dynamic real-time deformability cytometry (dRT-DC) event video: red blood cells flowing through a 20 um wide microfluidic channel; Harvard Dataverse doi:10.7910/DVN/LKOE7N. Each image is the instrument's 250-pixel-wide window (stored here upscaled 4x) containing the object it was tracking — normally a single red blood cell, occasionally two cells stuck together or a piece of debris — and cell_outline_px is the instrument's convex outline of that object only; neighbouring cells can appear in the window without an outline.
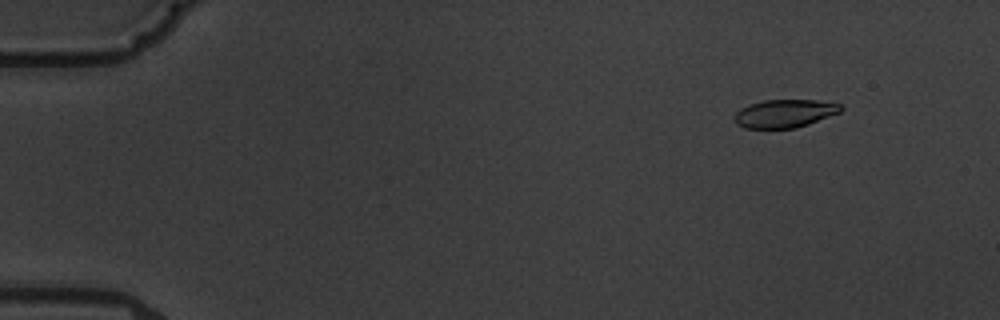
{"species": "common noctule bat (a hibernating species)", "species_latin": "Nyctalus noctula", "temperature_condition": "warm", "stored_images_in_passage": 6, "camera_frame_rate_fps": 3000, "um_per_image_px": 0.085, "animal": {"sex": "male", "body_mass_g": 19.5, "forearm_length_mm": 54.6}, "frame": {"image": 1, "passage_image": 2, "time_ms": 1.333, "image_size_px": [1000, 320], "cell_outline_px": [[844, 108], [840, 112], [808, 124], [796, 128], [744, 128], [736, 124], [736, 112], [740, 108], [748, 104], [764, 100], [816, 100], [840, 104]], "centroid_in_image_um": [66.69, 9.64], "position_along_channel_um": 18.3, "area_um2": 17.34}}